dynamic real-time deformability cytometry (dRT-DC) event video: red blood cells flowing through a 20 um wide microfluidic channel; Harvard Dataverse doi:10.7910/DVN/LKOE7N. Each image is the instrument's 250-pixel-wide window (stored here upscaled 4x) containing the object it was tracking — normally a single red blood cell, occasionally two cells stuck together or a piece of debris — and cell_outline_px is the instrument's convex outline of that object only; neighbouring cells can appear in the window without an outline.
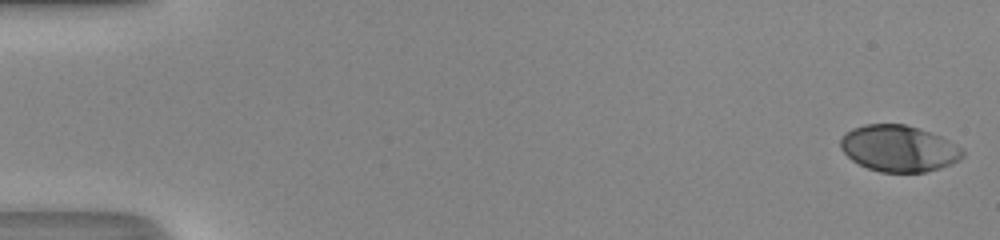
{"species": "human", "species_latin": "Homo sapiens", "temperature_condition": "room temperature", "stored_images_in_passage": 47, "camera_frame_rate_fps": 3000, "um_per_image_px": 0.085, "donor": {"sex": "male"}, "frame": {"image": 1, "passage_image": 1, "time_ms": 0.0, "image_size_px": [1000, 240], "cell_outline_px": [[964, 156], [960, 160], [952, 164], [940, 168], [924, 172], [880, 172], [868, 168], [852, 160], [840, 148], [840, 136], [844, 132], [852, 128], [864, 124], [904, 124], [940, 136], [948, 140], [960, 148], [964, 152]], "centroid_in_image_um": [76.36, 12.62], "position_along_channel_um": 8.6, "area_um2": 32.95}}
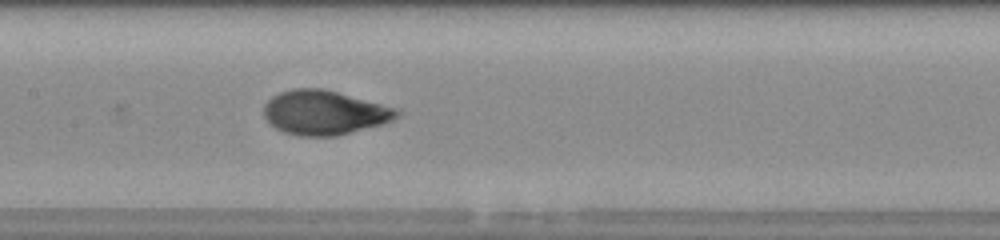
{"frame": {"image": 2, "passage_image": 25, "time_ms": 8.0, "image_size_px": [1000, 240], "cell_outline_px": [[404, 112], [400, 116], [392, 120], [380, 124], [336, 136], [300, 136], [284, 132], [276, 128], [264, 116], [264, 104], [272, 96], [280, 92], [292, 88], [324, 88], [396, 108]], "centroid_in_image_um": [27.57, 9.56], "position_along_channel_um": 179.8, "area_um2": 34.28}}
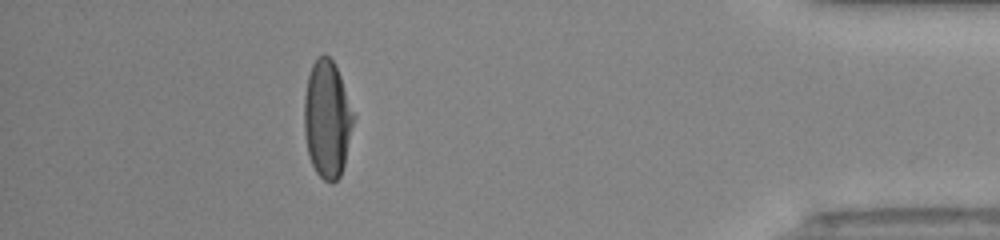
{"frame": {"image": 3, "passage_image": 44, "time_ms": 14.333, "image_size_px": [1000, 240], "cell_outline_px": [[356, 116], [344, 164], [340, 176], [332, 184], [324, 180], [316, 172], [308, 156], [304, 132], [304, 100], [308, 76], [312, 64], [316, 56], [324, 52], [332, 60], [340, 76]], "centroid_in_image_um": [27.81, 10.11], "position_along_channel_um": 407.4, "area_um2": 34.1}}